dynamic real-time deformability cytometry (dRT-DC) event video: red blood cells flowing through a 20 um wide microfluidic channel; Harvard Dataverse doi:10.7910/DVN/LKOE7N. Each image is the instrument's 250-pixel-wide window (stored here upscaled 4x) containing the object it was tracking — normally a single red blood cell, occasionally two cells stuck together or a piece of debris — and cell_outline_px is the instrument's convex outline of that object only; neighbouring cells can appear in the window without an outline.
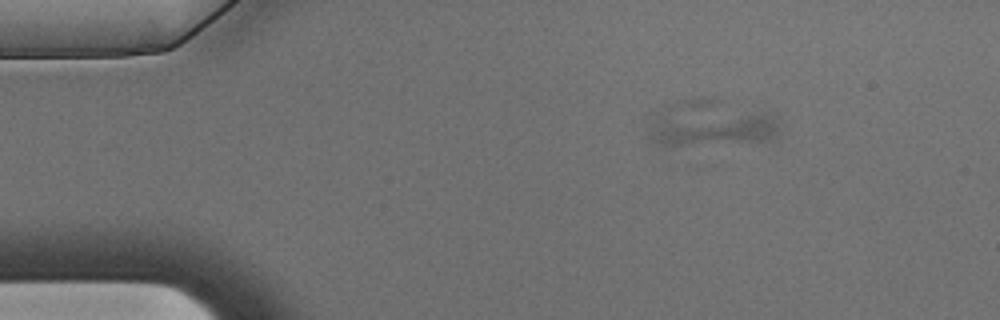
{"species": "Egyptian fruit bat (a non-hibernating species)", "species_latin": "Rousettus aegyptiacus", "temperature_condition": "warm", "stored_images_in_passage": 4, "camera_frame_rate_fps": 3000, "um_per_image_px": 0.085, "animal": {"sex": "male"}, "frame": {"image": 1, "passage_image": 1, "time_ms": 0.0, "image_size_px": [1000, 320], "cell_outline_px": [[780, 128], [776, 136], [768, 140], [664, 148], [652, 144], [648, 136], [652, 120], [656, 112], [668, 104], [692, 96], [712, 96], [764, 112], [776, 116], [780, 120]], "centroid_in_image_um": [60.35, 10.49], "position_along_channel_um": 24.7, "area_um2": 36.7}}